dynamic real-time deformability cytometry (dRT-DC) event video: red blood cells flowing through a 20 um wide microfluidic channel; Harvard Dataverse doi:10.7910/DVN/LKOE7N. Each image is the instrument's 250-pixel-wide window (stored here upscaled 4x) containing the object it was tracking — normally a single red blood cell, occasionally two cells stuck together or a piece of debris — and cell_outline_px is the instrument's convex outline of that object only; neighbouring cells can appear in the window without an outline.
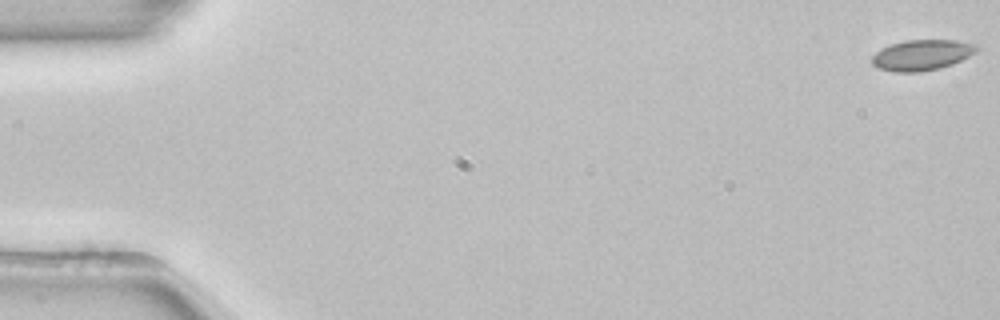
{"species": "common noctule bat (a hibernating species)", "species_latin": "Nyctalus noctula", "temperature_condition": "room temperature", "stored_images_in_passage": 54, "camera_frame_rate_fps": 3000, "um_per_image_px": 0.085, "animal": {"sex": "female", "body_mass_g": 22.7, "forearm_length_mm": 54.2}, "frame": {"image": 1, "passage_image": 1, "time_ms": 0.0, "image_size_px": [1000, 320], "cell_outline_px": [[980, 48], [976, 52], [952, 64], [940, 68], [920, 72], [896, 72], [876, 68], [872, 64], [872, 56], [876, 52], [892, 44], [908, 40], [956, 40], [976, 44]], "centroid_in_image_um": [78.37, 4.68], "position_along_channel_um": 6.6, "area_um2": 18.61}}
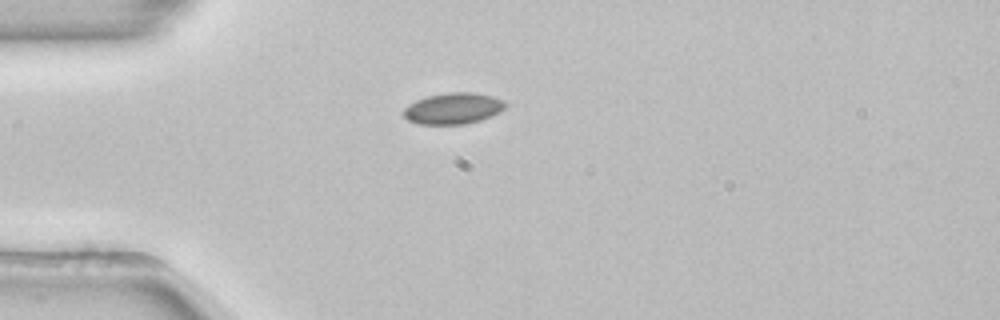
{"frame": {"image": 2, "passage_image": 15, "time_ms": 4.667, "image_size_px": [1000, 320], "cell_outline_px": [[508, 104], [500, 112], [480, 120], [464, 124], [420, 124], [408, 120], [400, 112], [408, 104], [416, 100], [428, 96], [448, 92], [472, 92], [492, 96], [504, 100]], "centroid_in_image_um": [38.51, 9.21], "position_along_channel_um": 46.5, "area_um2": 18.61}}
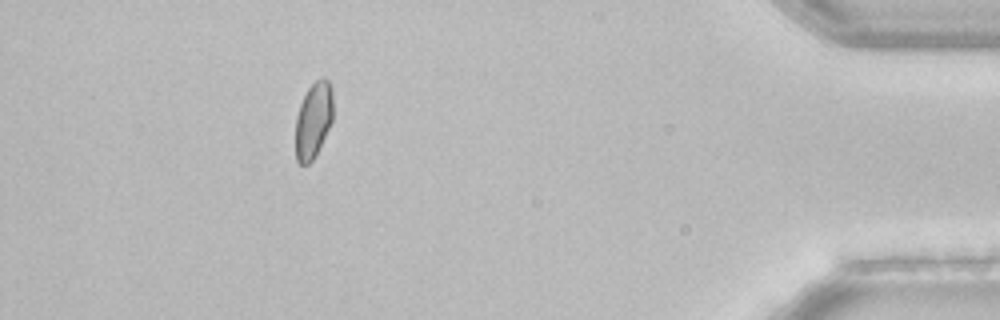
{"frame": {"image": 3, "passage_image": 49, "time_ms": 16.0, "image_size_px": [1000, 320], "cell_outline_px": [[332, 120], [312, 160], [308, 164], [300, 164], [296, 160], [296, 116], [300, 104], [308, 88], [316, 80], [328, 80], [332, 88]], "centroid_in_image_um": [26.62, 10.2], "position_along_channel_um": 408.6, "area_um2": 16.13}, "authors_computed_cell_mechanics": {"area_um2": 17.6001, "velocity_mm_per_s": 3.8508, "shape_relaxation_time_tau1_ms": 3.1756, "shape_relaxation_time_tau2_ms": null, "deformation_change_tau1": 0.0562, "deformation_change_tau2": null}}